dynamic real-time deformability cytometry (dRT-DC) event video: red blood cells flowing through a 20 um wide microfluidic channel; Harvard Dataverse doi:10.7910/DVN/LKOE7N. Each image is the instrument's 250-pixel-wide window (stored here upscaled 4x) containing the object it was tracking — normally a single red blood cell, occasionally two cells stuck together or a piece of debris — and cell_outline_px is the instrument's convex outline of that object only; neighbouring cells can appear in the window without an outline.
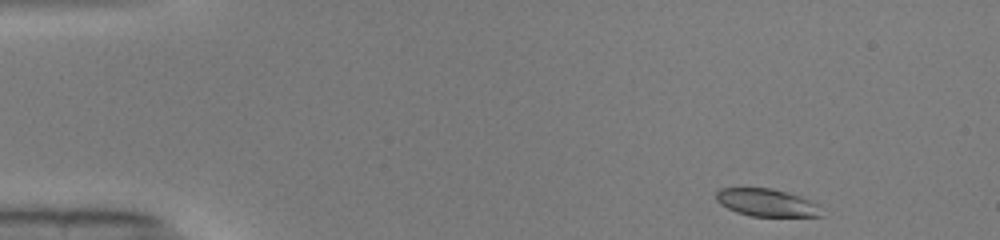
{"species": "common noctule bat (a hibernating species)", "species_latin": "Nyctalus noctula", "temperature_condition": "warm", "stored_images_in_passage": 45, "camera_frame_rate_fps": 3000, "um_per_image_px": 0.085, "animal": {"sex": "male", "body_mass_g": 19.0, "forearm_length_mm": 50.8}, "frame": {"image": 1, "passage_image": 1, "time_ms": 0.0, "image_size_px": [1000, 240], "cell_outline_px": [[824, 216], [752, 216], [736, 212], [720, 204], [716, 200], [716, 192], [720, 188], [772, 188], [800, 196], [816, 204]], "centroid_in_image_um": [65.13, 17.22], "position_along_channel_um": 19.9, "area_um2": 16.76}}
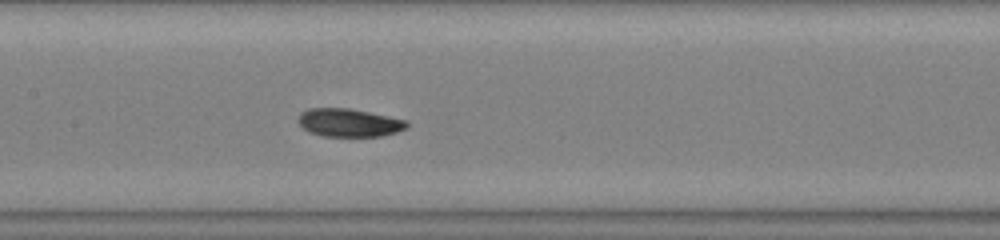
{"frame": {"image": 2, "passage_image": 20, "time_ms": 6.333, "image_size_px": [1000, 240], "cell_outline_px": [[408, 128], [396, 132], [380, 136], [324, 136], [308, 132], [296, 120], [300, 112], [308, 108], [348, 108], [408, 120]], "centroid_in_image_um": [29.65, 10.42], "position_along_channel_um": 177.8, "area_um2": 17.86}}
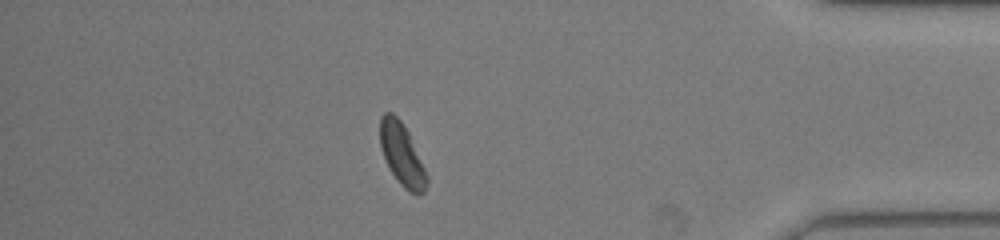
{"frame": {"image": 3, "passage_image": 39, "time_ms": 12.667, "image_size_px": [1000, 240], "cell_outline_px": [[428, 184], [424, 192], [420, 196], [416, 196], [408, 192], [400, 184], [388, 168], [380, 148], [380, 116], [384, 112], [392, 112], [404, 124], [408, 132], [428, 176]], "centroid_in_image_um": [34.16, 13.17], "position_along_channel_um": 401.0, "area_um2": 17.22}, "authors_computed_cell_mechanics": {"area_um2": 17.9758, "velocity_mm_per_s": 4.0686, "shape_relaxation_time_tau1_ms": 6.5541, "shape_relaxation_time_tau2_ms": 3.4671, "deformation_change_tau1": 0.1395, "deformation_change_tau2": 0.0713}}